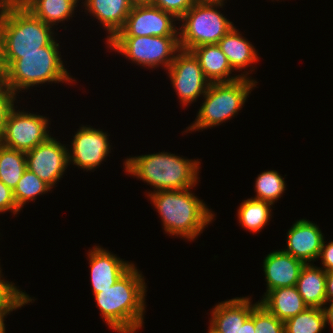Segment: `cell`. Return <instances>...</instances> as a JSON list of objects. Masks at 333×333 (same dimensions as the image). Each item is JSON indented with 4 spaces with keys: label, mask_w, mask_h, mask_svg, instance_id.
<instances>
[{
    "label": "cell",
    "mask_w": 333,
    "mask_h": 333,
    "mask_svg": "<svg viewBox=\"0 0 333 333\" xmlns=\"http://www.w3.org/2000/svg\"><path fill=\"white\" fill-rule=\"evenodd\" d=\"M16 97L7 89L4 88L0 92V141L3 136L4 122L10 107L16 103Z\"/></svg>",
    "instance_id": "obj_33"
},
{
    "label": "cell",
    "mask_w": 333,
    "mask_h": 333,
    "mask_svg": "<svg viewBox=\"0 0 333 333\" xmlns=\"http://www.w3.org/2000/svg\"><path fill=\"white\" fill-rule=\"evenodd\" d=\"M208 333H215L214 331H212L210 328L208 329Z\"/></svg>",
    "instance_id": "obj_44"
},
{
    "label": "cell",
    "mask_w": 333,
    "mask_h": 333,
    "mask_svg": "<svg viewBox=\"0 0 333 333\" xmlns=\"http://www.w3.org/2000/svg\"><path fill=\"white\" fill-rule=\"evenodd\" d=\"M273 204L254 198L244 200L238 209L237 216L244 229L252 233L260 232L272 217Z\"/></svg>",
    "instance_id": "obj_24"
},
{
    "label": "cell",
    "mask_w": 333,
    "mask_h": 333,
    "mask_svg": "<svg viewBox=\"0 0 333 333\" xmlns=\"http://www.w3.org/2000/svg\"><path fill=\"white\" fill-rule=\"evenodd\" d=\"M107 134L102 129L82 125L73 136L72 151L68 149L69 165L72 163L84 171L101 165L111 150Z\"/></svg>",
    "instance_id": "obj_13"
},
{
    "label": "cell",
    "mask_w": 333,
    "mask_h": 333,
    "mask_svg": "<svg viewBox=\"0 0 333 333\" xmlns=\"http://www.w3.org/2000/svg\"><path fill=\"white\" fill-rule=\"evenodd\" d=\"M87 254L93 294L114 285L134 265L99 246L91 248Z\"/></svg>",
    "instance_id": "obj_14"
},
{
    "label": "cell",
    "mask_w": 333,
    "mask_h": 333,
    "mask_svg": "<svg viewBox=\"0 0 333 333\" xmlns=\"http://www.w3.org/2000/svg\"><path fill=\"white\" fill-rule=\"evenodd\" d=\"M329 303V306L323 307L324 315H325V320L326 324L330 325L332 331H333V301H327L326 305Z\"/></svg>",
    "instance_id": "obj_38"
},
{
    "label": "cell",
    "mask_w": 333,
    "mask_h": 333,
    "mask_svg": "<svg viewBox=\"0 0 333 333\" xmlns=\"http://www.w3.org/2000/svg\"><path fill=\"white\" fill-rule=\"evenodd\" d=\"M326 297L327 301H333V272L326 275Z\"/></svg>",
    "instance_id": "obj_37"
},
{
    "label": "cell",
    "mask_w": 333,
    "mask_h": 333,
    "mask_svg": "<svg viewBox=\"0 0 333 333\" xmlns=\"http://www.w3.org/2000/svg\"><path fill=\"white\" fill-rule=\"evenodd\" d=\"M305 263L285 253L283 249L270 252L263 261L267 285L264 295L272 289L295 286Z\"/></svg>",
    "instance_id": "obj_17"
},
{
    "label": "cell",
    "mask_w": 333,
    "mask_h": 333,
    "mask_svg": "<svg viewBox=\"0 0 333 333\" xmlns=\"http://www.w3.org/2000/svg\"><path fill=\"white\" fill-rule=\"evenodd\" d=\"M81 3L107 30L106 42L121 30L133 7L129 0H85Z\"/></svg>",
    "instance_id": "obj_18"
},
{
    "label": "cell",
    "mask_w": 333,
    "mask_h": 333,
    "mask_svg": "<svg viewBox=\"0 0 333 333\" xmlns=\"http://www.w3.org/2000/svg\"><path fill=\"white\" fill-rule=\"evenodd\" d=\"M196 2H201V3H221L224 4L225 0H195Z\"/></svg>",
    "instance_id": "obj_42"
},
{
    "label": "cell",
    "mask_w": 333,
    "mask_h": 333,
    "mask_svg": "<svg viewBox=\"0 0 333 333\" xmlns=\"http://www.w3.org/2000/svg\"><path fill=\"white\" fill-rule=\"evenodd\" d=\"M7 0H0V17L3 12L4 6L6 5Z\"/></svg>",
    "instance_id": "obj_43"
},
{
    "label": "cell",
    "mask_w": 333,
    "mask_h": 333,
    "mask_svg": "<svg viewBox=\"0 0 333 333\" xmlns=\"http://www.w3.org/2000/svg\"><path fill=\"white\" fill-rule=\"evenodd\" d=\"M166 71L182 106L196 102L199 96L205 95L210 85L192 51L180 49Z\"/></svg>",
    "instance_id": "obj_10"
},
{
    "label": "cell",
    "mask_w": 333,
    "mask_h": 333,
    "mask_svg": "<svg viewBox=\"0 0 333 333\" xmlns=\"http://www.w3.org/2000/svg\"><path fill=\"white\" fill-rule=\"evenodd\" d=\"M191 189L155 191L147 195L160 215L164 231L188 241H194L215 218Z\"/></svg>",
    "instance_id": "obj_3"
},
{
    "label": "cell",
    "mask_w": 333,
    "mask_h": 333,
    "mask_svg": "<svg viewBox=\"0 0 333 333\" xmlns=\"http://www.w3.org/2000/svg\"><path fill=\"white\" fill-rule=\"evenodd\" d=\"M254 331H255V326H254V308H253L251 316L241 326L240 333H255Z\"/></svg>",
    "instance_id": "obj_36"
},
{
    "label": "cell",
    "mask_w": 333,
    "mask_h": 333,
    "mask_svg": "<svg viewBox=\"0 0 333 333\" xmlns=\"http://www.w3.org/2000/svg\"><path fill=\"white\" fill-rule=\"evenodd\" d=\"M153 0H129L133 6L137 5H151Z\"/></svg>",
    "instance_id": "obj_39"
},
{
    "label": "cell",
    "mask_w": 333,
    "mask_h": 333,
    "mask_svg": "<svg viewBox=\"0 0 333 333\" xmlns=\"http://www.w3.org/2000/svg\"><path fill=\"white\" fill-rule=\"evenodd\" d=\"M323 308L308 307L284 322L285 333H321L326 327Z\"/></svg>",
    "instance_id": "obj_26"
},
{
    "label": "cell",
    "mask_w": 333,
    "mask_h": 333,
    "mask_svg": "<svg viewBox=\"0 0 333 333\" xmlns=\"http://www.w3.org/2000/svg\"><path fill=\"white\" fill-rule=\"evenodd\" d=\"M195 2V0H153L152 5L173 14L179 20Z\"/></svg>",
    "instance_id": "obj_31"
},
{
    "label": "cell",
    "mask_w": 333,
    "mask_h": 333,
    "mask_svg": "<svg viewBox=\"0 0 333 333\" xmlns=\"http://www.w3.org/2000/svg\"><path fill=\"white\" fill-rule=\"evenodd\" d=\"M135 266L114 285L94 294L103 321L117 333H135L144 324L147 287Z\"/></svg>",
    "instance_id": "obj_1"
},
{
    "label": "cell",
    "mask_w": 333,
    "mask_h": 333,
    "mask_svg": "<svg viewBox=\"0 0 333 333\" xmlns=\"http://www.w3.org/2000/svg\"><path fill=\"white\" fill-rule=\"evenodd\" d=\"M107 47L137 65L152 69L162 65L165 70L180 50L179 36H114Z\"/></svg>",
    "instance_id": "obj_8"
},
{
    "label": "cell",
    "mask_w": 333,
    "mask_h": 333,
    "mask_svg": "<svg viewBox=\"0 0 333 333\" xmlns=\"http://www.w3.org/2000/svg\"><path fill=\"white\" fill-rule=\"evenodd\" d=\"M257 81L251 78L240 77L231 82H213L206 90L204 102L199 108L195 121L186 129L199 131L221 125L235 117L243 108L247 97L256 87Z\"/></svg>",
    "instance_id": "obj_6"
},
{
    "label": "cell",
    "mask_w": 333,
    "mask_h": 333,
    "mask_svg": "<svg viewBox=\"0 0 333 333\" xmlns=\"http://www.w3.org/2000/svg\"><path fill=\"white\" fill-rule=\"evenodd\" d=\"M324 240V235L317 224L307 219H300L288 230L287 248L283 251L308 264L319 258Z\"/></svg>",
    "instance_id": "obj_15"
},
{
    "label": "cell",
    "mask_w": 333,
    "mask_h": 333,
    "mask_svg": "<svg viewBox=\"0 0 333 333\" xmlns=\"http://www.w3.org/2000/svg\"><path fill=\"white\" fill-rule=\"evenodd\" d=\"M7 211H11L15 215L20 212L14 198L13 190L0 180V213Z\"/></svg>",
    "instance_id": "obj_32"
},
{
    "label": "cell",
    "mask_w": 333,
    "mask_h": 333,
    "mask_svg": "<svg viewBox=\"0 0 333 333\" xmlns=\"http://www.w3.org/2000/svg\"><path fill=\"white\" fill-rule=\"evenodd\" d=\"M177 20L173 14L152 4L133 6L115 36H178L174 25Z\"/></svg>",
    "instance_id": "obj_11"
},
{
    "label": "cell",
    "mask_w": 333,
    "mask_h": 333,
    "mask_svg": "<svg viewBox=\"0 0 333 333\" xmlns=\"http://www.w3.org/2000/svg\"><path fill=\"white\" fill-rule=\"evenodd\" d=\"M0 267V304H30L35 301L25 291H21L15 283L3 279ZM2 278V279H1Z\"/></svg>",
    "instance_id": "obj_30"
},
{
    "label": "cell",
    "mask_w": 333,
    "mask_h": 333,
    "mask_svg": "<svg viewBox=\"0 0 333 333\" xmlns=\"http://www.w3.org/2000/svg\"><path fill=\"white\" fill-rule=\"evenodd\" d=\"M254 326L255 333H285L284 322L260 303L254 307Z\"/></svg>",
    "instance_id": "obj_29"
},
{
    "label": "cell",
    "mask_w": 333,
    "mask_h": 333,
    "mask_svg": "<svg viewBox=\"0 0 333 333\" xmlns=\"http://www.w3.org/2000/svg\"><path fill=\"white\" fill-rule=\"evenodd\" d=\"M251 300L249 296L236 297L216 304L211 311L209 328L215 333H240L241 326L259 303L253 304Z\"/></svg>",
    "instance_id": "obj_16"
},
{
    "label": "cell",
    "mask_w": 333,
    "mask_h": 333,
    "mask_svg": "<svg viewBox=\"0 0 333 333\" xmlns=\"http://www.w3.org/2000/svg\"><path fill=\"white\" fill-rule=\"evenodd\" d=\"M327 272L313 263L305 264L296 282V288L308 307L323 308L326 305Z\"/></svg>",
    "instance_id": "obj_22"
},
{
    "label": "cell",
    "mask_w": 333,
    "mask_h": 333,
    "mask_svg": "<svg viewBox=\"0 0 333 333\" xmlns=\"http://www.w3.org/2000/svg\"><path fill=\"white\" fill-rule=\"evenodd\" d=\"M59 47V43L54 39L37 52L0 53L5 88L16 97L20 91L39 84L75 82L65 69Z\"/></svg>",
    "instance_id": "obj_2"
},
{
    "label": "cell",
    "mask_w": 333,
    "mask_h": 333,
    "mask_svg": "<svg viewBox=\"0 0 333 333\" xmlns=\"http://www.w3.org/2000/svg\"><path fill=\"white\" fill-rule=\"evenodd\" d=\"M5 88L4 70L0 67V92Z\"/></svg>",
    "instance_id": "obj_40"
},
{
    "label": "cell",
    "mask_w": 333,
    "mask_h": 333,
    "mask_svg": "<svg viewBox=\"0 0 333 333\" xmlns=\"http://www.w3.org/2000/svg\"><path fill=\"white\" fill-rule=\"evenodd\" d=\"M26 166V153L0 144V180L12 190L22 177Z\"/></svg>",
    "instance_id": "obj_25"
},
{
    "label": "cell",
    "mask_w": 333,
    "mask_h": 333,
    "mask_svg": "<svg viewBox=\"0 0 333 333\" xmlns=\"http://www.w3.org/2000/svg\"><path fill=\"white\" fill-rule=\"evenodd\" d=\"M198 58L205 77L213 82H231L243 78H250L249 72L231 76L234 72L218 44H207L195 47L191 50ZM245 73V74H244Z\"/></svg>",
    "instance_id": "obj_19"
},
{
    "label": "cell",
    "mask_w": 333,
    "mask_h": 333,
    "mask_svg": "<svg viewBox=\"0 0 333 333\" xmlns=\"http://www.w3.org/2000/svg\"><path fill=\"white\" fill-rule=\"evenodd\" d=\"M51 28L24 6L7 2L0 17V53L37 52L55 39Z\"/></svg>",
    "instance_id": "obj_5"
},
{
    "label": "cell",
    "mask_w": 333,
    "mask_h": 333,
    "mask_svg": "<svg viewBox=\"0 0 333 333\" xmlns=\"http://www.w3.org/2000/svg\"><path fill=\"white\" fill-rule=\"evenodd\" d=\"M51 187L42 181L35 173L26 169L13 190L18 209L21 211L26 202L34 201L36 196L51 191Z\"/></svg>",
    "instance_id": "obj_27"
},
{
    "label": "cell",
    "mask_w": 333,
    "mask_h": 333,
    "mask_svg": "<svg viewBox=\"0 0 333 333\" xmlns=\"http://www.w3.org/2000/svg\"><path fill=\"white\" fill-rule=\"evenodd\" d=\"M234 26L218 42L222 52L234 71L246 70L254 63H258V53L255 47Z\"/></svg>",
    "instance_id": "obj_21"
},
{
    "label": "cell",
    "mask_w": 333,
    "mask_h": 333,
    "mask_svg": "<svg viewBox=\"0 0 333 333\" xmlns=\"http://www.w3.org/2000/svg\"><path fill=\"white\" fill-rule=\"evenodd\" d=\"M28 1L29 0H7L9 3L19 6H24Z\"/></svg>",
    "instance_id": "obj_41"
},
{
    "label": "cell",
    "mask_w": 333,
    "mask_h": 333,
    "mask_svg": "<svg viewBox=\"0 0 333 333\" xmlns=\"http://www.w3.org/2000/svg\"><path fill=\"white\" fill-rule=\"evenodd\" d=\"M221 3H201L194 5L178 20V36L180 49L191 51L195 47L207 44H218L234 24L218 9Z\"/></svg>",
    "instance_id": "obj_7"
},
{
    "label": "cell",
    "mask_w": 333,
    "mask_h": 333,
    "mask_svg": "<svg viewBox=\"0 0 333 333\" xmlns=\"http://www.w3.org/2000/svg\"><path fill=\"white\" fill-rule=\"evenodd\" d=\"M15 108L13 104L7 112L0 144L26 153L51 137L49 118Z\"/></svg>",
    "instance_id": "obj_9"
},
{
    "label": "cell",
    "mask_w": 333,
    "mask_h": 333,
    "mask_svg": "<svg viewBox=\"0 0 333 333\" xmlns=\"http://www.w3.org/2000/svg\"><path fill=\"white\" fill-rule=\"evenodd\" d=\"M68 165V148L55 137H50L47 141L26 152L27 169L35 173L51 188L63 178Z\"/></svg>",
    "instance_id": "obj_12"
},
{
    "label": "cell",
    "mask_w": 333,
    "mask_h": 333,
    "mask_svg": "<svg viewBox=\"0 0 333 333\" xmlns=\"http://www.w3.org/2000/svg\"><path fill=\"white\" fill-rule=\"evenodd\" d=\"M319 258L326 272H333V241L326 245L323 241Z\"/></svg>",
    "instance_id": "obj_34"
},
{
    "label": "cell",
    "mask_w": 333,
    "mask_h": 333,
    "mask_svg": "<svg viewBox=\"0 0 333 333\" xmlns=\"http://www.w3.org/2000/svg\"><path fill=\"white\" fill-rule=\"evenodd\" d=\"M286 190L284 178L276 170L261 172L255 180V197L274 205Z\"/></svg>",
    "instance_id": "obj_28"
},
{
    "label": "cell",
    "mask_w": 333,
    "mask_h": 333,
    "mask_svg": "<svg viewBox=\"0 0 333 333\" xmlns=\"http://www.w3.org/2000/svg\"><path fill=\"white\" fill-rule=\"evenodd\" d=\"M26 304H0V333H6L5 317L12 311L25 306Z\"/></svg>",
    "instance_id": "obj_35"
},
{
    "label": "cell",
    "mask_w": 333,
    "mask_h": 333,
    "mask_svg": "<svg viewBox=\"0 0 333 333\" xmlns=\"http://www.w3.org/2000/svg\"><path fill=\"white\" fill-rule=\"evenodd\" d=\"M262 297L259 303L283 322L308 308L296 286L272 289Z\"/></svg>",
    "instance_id": "obj_20"
},
{
    "label": "cell",
    "mask_w": 333,
    "mask_h": 333,
    "mask_svg": "<svg viewBox=\"0 0 333 333\" xmlns=\"http://www.w3.org/2000/svg\"><path fill=\"white\" fill-rule=\"evenodd\" d=\"M79 2V0H29L24 7L54 28V25L67 21L74 15L75 7Z\"/></svg>",
    "instance_id": "obj_23"
},
{
    "label": "cell",
    "mask_w": 333,
    "mask_h": 333,
    "mask_svg": "<svg viewBox=\"0 0 333 333\" xmlns=\"http://www.w3.org/2000/svg\"><path fill=\"white\" fill-rule=\"evenodd\" d=\"M201 162L169 152H158L128 157L124 169L129 175L153 186V191L183 190L193 188L199 182Z\"/></svg>",
    "instance_id": "obj_4"
}]
</instances>
